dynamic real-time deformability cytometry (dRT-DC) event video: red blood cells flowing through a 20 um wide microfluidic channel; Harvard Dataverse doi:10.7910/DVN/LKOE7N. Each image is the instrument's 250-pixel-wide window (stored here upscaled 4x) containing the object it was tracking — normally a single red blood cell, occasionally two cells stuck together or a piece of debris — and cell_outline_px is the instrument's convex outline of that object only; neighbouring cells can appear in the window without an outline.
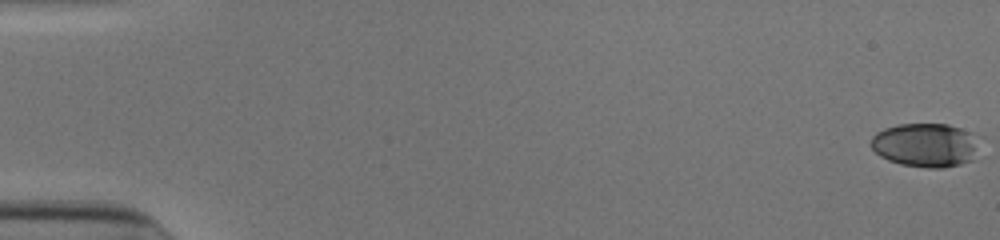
{"species": "human", "species_latin": "Homo sapiens", "temperature_condition": "cold", "stored_images_in_passage": 10, "camera_frame_rate_fps": 3000, "um_per_image_px": 0.085, "donor": {"sex": "male"}, "frame": {"image": 1, "passage_image": 1, "time_ms": 0.0, "image_size_px": [1000, 240], "cell_outline_px": [[984, 136], [972, 160], [960, 164], [944, 168], [928, 168], [900, 164], [888, 160], [880, 156], [872, 148], [872, 136], [876, 132], [884, 128], [896, 124], [948, 124]], "centroid_in_image_um": [78.75, 12.32], "position_along_channel_um": 6.3, "area_um2": 28.32}}